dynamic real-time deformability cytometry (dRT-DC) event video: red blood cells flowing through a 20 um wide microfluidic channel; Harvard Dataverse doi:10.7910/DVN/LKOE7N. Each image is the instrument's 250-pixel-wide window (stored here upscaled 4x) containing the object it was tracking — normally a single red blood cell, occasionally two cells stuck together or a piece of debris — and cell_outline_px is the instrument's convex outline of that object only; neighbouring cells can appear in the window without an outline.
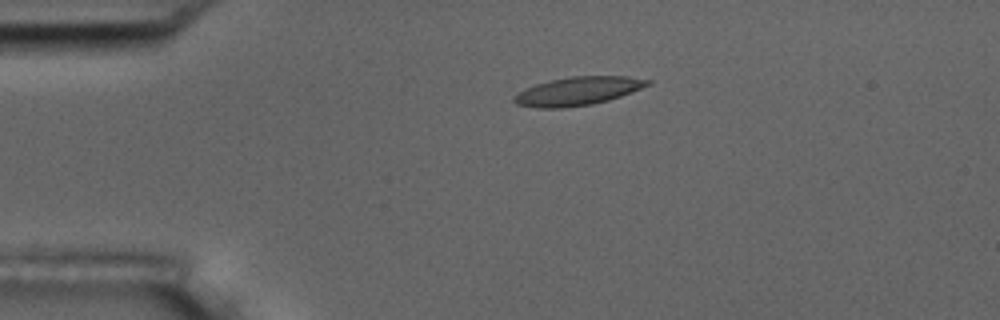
{"species": "common noctule bat (a hibernating species)", "species_latin": "Nyctalus noctula", "temperature_condition": "room temperature", "stored_images_in_passage": 14, "camera_frame_rate_fps": 3000, "um_per_image_px": 0.085, "animal": {"sex": "male", "body_mass_g": 17.5, "forearm_length_mm": 52.3}, "frame": {"image": 1, "passage_image": 3, "time_ms": 2.333, "image_size_px": [1000, 320], "cell_outline_px": [[652, 84], [620, 96], [608, 100], [592, 104], [564, 108], [536, 108], [516, 104], [512, 100], [512, 96], [524, 88], [536, 84], [552, 80], [572, 76], [628, 76], [652, 80]], "centroid_in_image_um": [49.1, 7.74], "position_along_channel_um": 35.9, "area_um2": 22.2}}
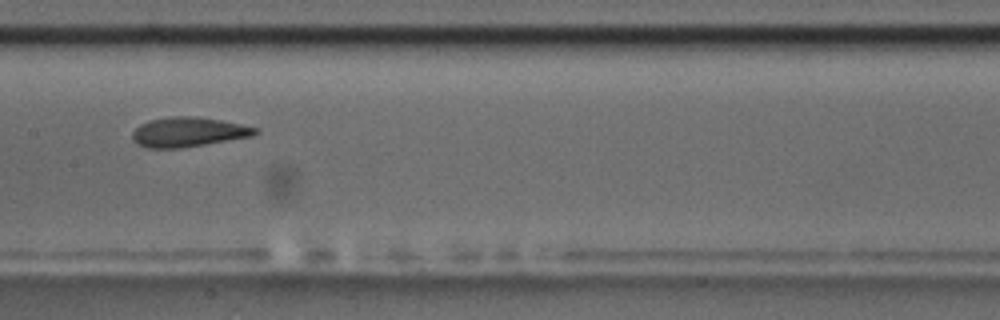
{"frame": {"image": 2, "passage_image": 7, "time_ms": 7.667, "image_size_px": [1000, 320], "cell_outline_px": [[260, 132], [252, 136], [180, 148], [148, 148], [136, 144], [132, 140], [132, 132], [140, 124], [148, 120], [172, 116], [192, 116], [220, 120], [260, 128]], "centroid_in_image_um": [15.98, 11.22], "position_along_channel_um": 191.4, "area_um2": 21.21}}
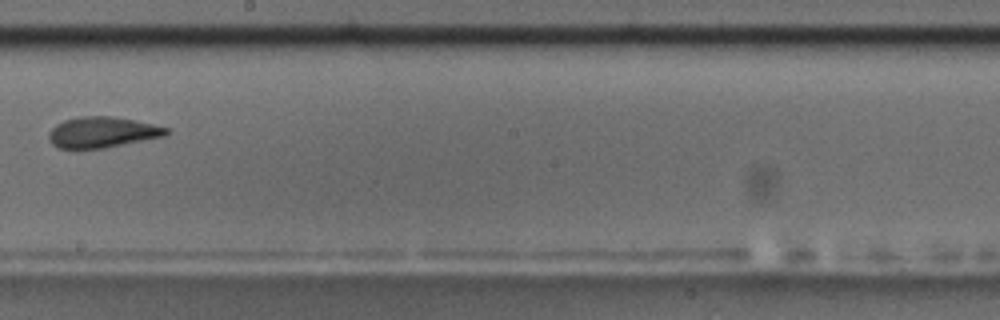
{"frame": {"image": 3, "passage_image": 8, "time_ms": 9.0, "image_size_px": [1000, 320], "cell_outline_px": [[172, 132], [164, 136], [104, 148], [60, 148], [52, 144], [48, 140], [48, 132], [56, 124], [64, 120], [80, 116], [112, 116], [152, 124], [168, 128]], "centroid_in_image_um": [8.67, 11.24], "position_along_channel_um": 239.5, "area_um2": 20.98}, "authors_computed_cell_mechanics": {"area_um2": 21.0681, "velocity_mm_per_s": 3.6193, "shape_relaxation_time_tau1_ms": 3.5662, "shape_relaxation_time_tau2_ms": 1.0678, "deformation_change_tau1": 0.1398, "deformation_change_tau2": 0.0868}}